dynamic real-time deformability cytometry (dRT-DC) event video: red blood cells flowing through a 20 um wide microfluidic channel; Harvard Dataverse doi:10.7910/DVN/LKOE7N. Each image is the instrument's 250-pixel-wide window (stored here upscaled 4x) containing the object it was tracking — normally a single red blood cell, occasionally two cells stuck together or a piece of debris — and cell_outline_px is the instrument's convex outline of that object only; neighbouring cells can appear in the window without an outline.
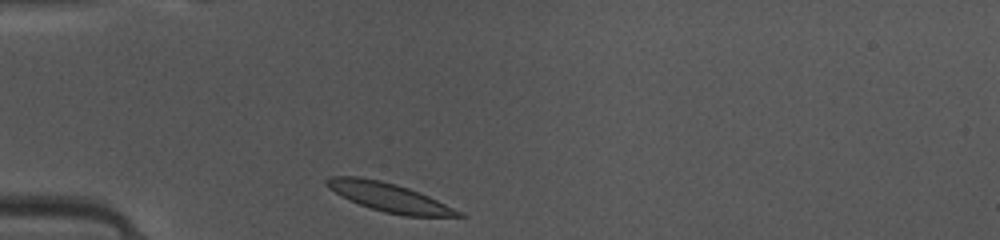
{"species": "common noctule bat (a hibernating species)", "species_latin": "Nyctalus noctula", "temperature_condition": "warm", "stored_images_in_passage": 36, "camera_frame_rate_fps": 3000, "um_per_image_px": 0.085, "animal": {"sex": "female", "body_mass_g": 10.0, "forearm_length_mm": 53.1}, "frame": {"image": 1, "passage_image": 1, "time_ms": 0.0, "image_size_px": [1000, 240], "cell_outline_px": [[468, 216], [404, 216], [384, 212], [360, 204], [328, 188], [324, 184], [324, 180], [332, 176], [360, 176], [380, 180], [396, 184], [420, 192], [464, 212]], "centroid_in_image_um": [33.12, 16.76], "position_along_channel_um": 51.9, "area_um2": 21.91}}
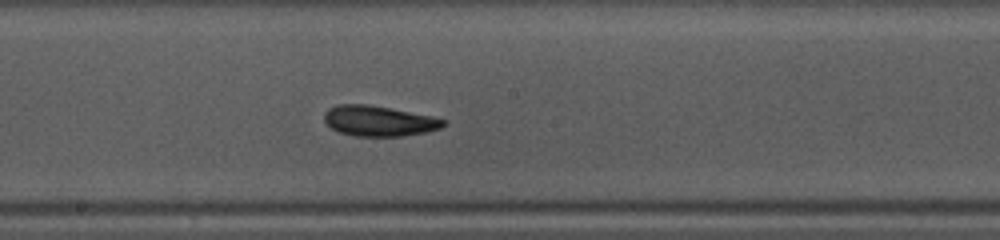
{"frame": {"image": 2, "passage_image": 14, "time_ms": 4.333, "image_size_px": [1000, 240], "cell_outline_px": [[448, 124], [440, 128], [424, 132], [400, 136], [356, 136], [336, 132], [324, 120], [324, 112], [328, 108], [336, 104], [368, 104], [432, 116], [448, 120]], "centroid_in_image_um": [32.19, 10.27], "position_along_channel_um": 216.0, "area_um2": 21.21}}
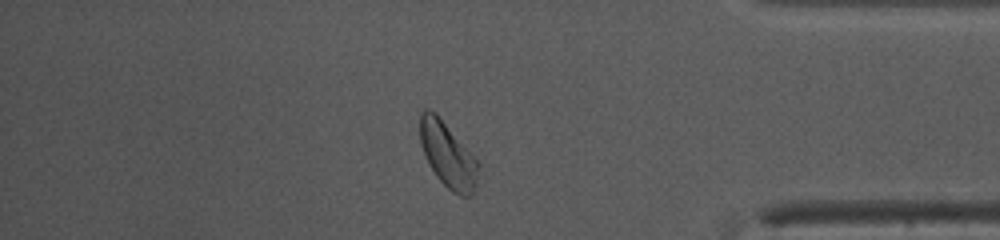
{"frame": {"image": 3, "passage_image": 29, "time_ms": 9.333, "image_size_px": [1000, 240], "cell_outline_px": [[480, 164], [476, 180], [472, 192], [468, 196], [460, 196], [452, 192], [436, 176], [424, 152], [420, 140], [420, 112], [424, 108], [428, 108], [436, 112]], "centroid_in_image_um": [38.04, 13.13], "position_along_channel_um": 397.2, "area_um2": 21.68}, "authors_computed_cell_mechanics": {"area_um2": 21.2126, "velocity_mm_per_s": 4.0814, "shape_relaxation_time_tau1_ms": 3.0629, "shape_relaxation_time_tau2_ms": 2.2154, "deformation_change_tau1": 0.1283, "deformation_change_tau2": 0.054}}